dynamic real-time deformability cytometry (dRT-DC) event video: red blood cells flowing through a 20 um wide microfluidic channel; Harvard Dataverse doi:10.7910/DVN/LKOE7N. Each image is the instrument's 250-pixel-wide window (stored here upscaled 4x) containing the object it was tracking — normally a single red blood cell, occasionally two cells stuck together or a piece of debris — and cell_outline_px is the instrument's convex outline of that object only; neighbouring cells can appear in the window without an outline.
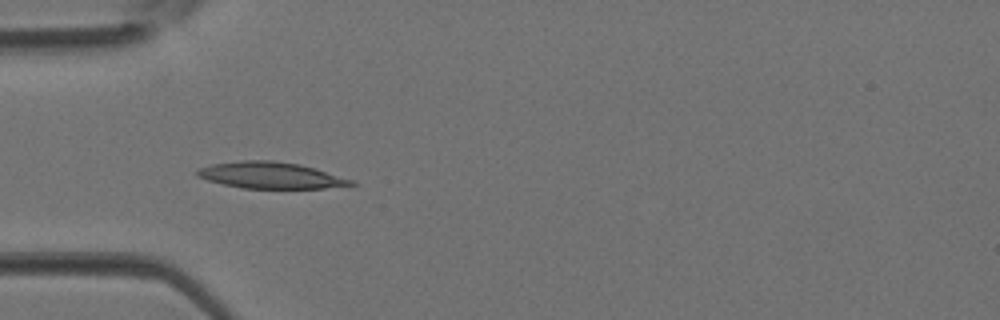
{"species": "Egyptian fruit bat (a non-hibernating species)", "species_latin": "Rousettus aegyptiacus", "temperature_condition": "room temperature", "stored_images_in_passage": 5, "camera_frame_rate_fps": 3000, "um_per_image_px": 0.085, "animal": {"sex": "female"}, "frame": {"image": 1, "passage_image": 4, "time_ms": 1.0, "image_size_px": [1000, 320], "cell_outline_px": [[360, 184], [324, 188], [240, 188], [208, 180], [196, 176], [196, 172], [200, 168], [212, 164], [240, 160], [272, 160], [300, 164], [316, 168], [356, 180]], "centroid_in_image_um": [23.08, 14.9], "position_along_channel_um": 61.9, "area_um2": 23.87}}
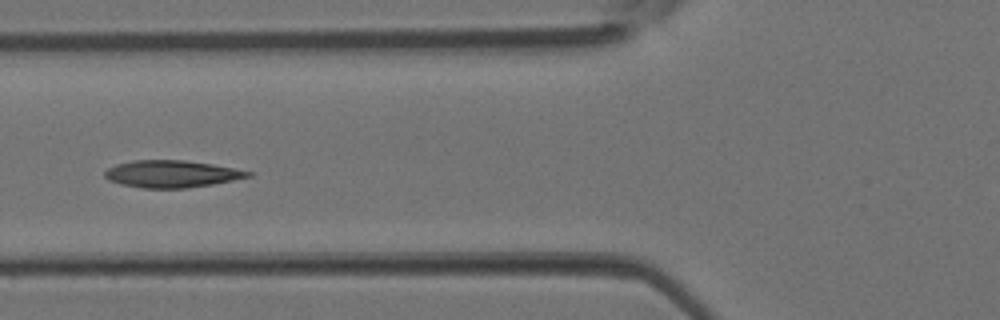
{"frame": {"image": 2, "passage_image": 5, "time_ms": 1.333, "image_size_px": [1000, 320], "cell_outline_px": [[256, 172], [252, 176], [212, 184], [188, 188], [140, 188], [120, 184], [108, 180], [104, 176], [104, 172], [108, 168], [116, 164], [132, 160], [184, 160], [212, 164]], "centroid_in_image_um": [14.58, 14.78], "position_along_channel_um": 111.2, "area_um2": 22.77}}